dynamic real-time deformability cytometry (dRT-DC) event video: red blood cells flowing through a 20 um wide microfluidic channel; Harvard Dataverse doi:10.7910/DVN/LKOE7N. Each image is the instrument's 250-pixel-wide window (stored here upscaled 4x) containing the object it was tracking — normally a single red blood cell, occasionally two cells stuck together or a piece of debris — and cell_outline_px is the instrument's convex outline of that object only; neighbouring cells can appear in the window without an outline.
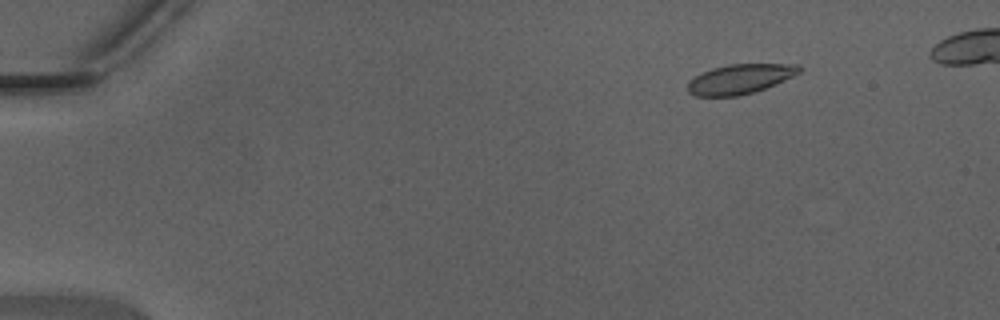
{"species": "Egyptian fruit bat (a non-hibernating species)", "species_latin": "Rousettus aegyptiacus", "temperature_condition": "warm", "stored_images_in_passage": 43, "camera_frame_rate_fps": 3000, "um_per_image_px": 0.085, "animal": {"sex": "male"}, "frame": {"image": 1, "passage_image": 3, "time_ms": 0.667, "image_size_px": [1000, 320], "cell_outline_px": [[800, 72], [792, 76], [764, 88], [752, 92], [736, 96], [692, 96], [688, 92], [688, 80], [712, 68], [728, 64], [800, 64]], "centroid_in_image_um": [62.85, 6.71], "position_along_channel_um": 22.1, "area_um2": 19.02}}
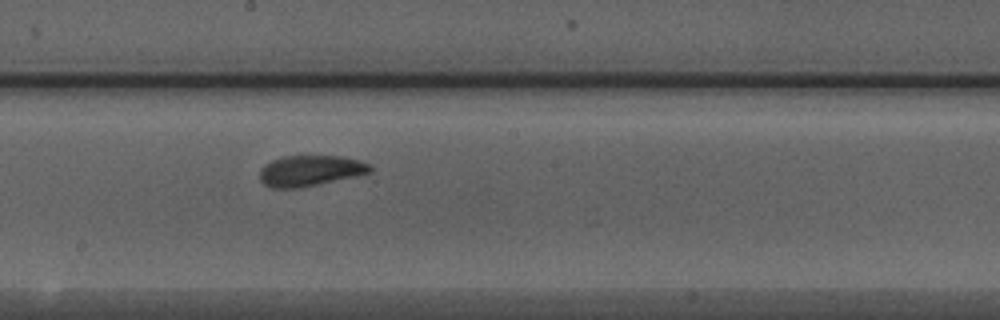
{"frame": {"image": 2, "passage_image": 24, "time_ms": 7.667, "image_size_px": [1000, 320], "cell_outline_px": [[372, 172], [300, 188], [272, 188], [264, 184], [260, 180], [260, 168], [264, 164], [272, 160], [284, 156], [340, 156], [356, 160], [368, 164], [372, 168]], "centroid_in_image_um": [26.31, 14.51], "position_along_channel_um": 221.9, "area_um2": 19.59}}
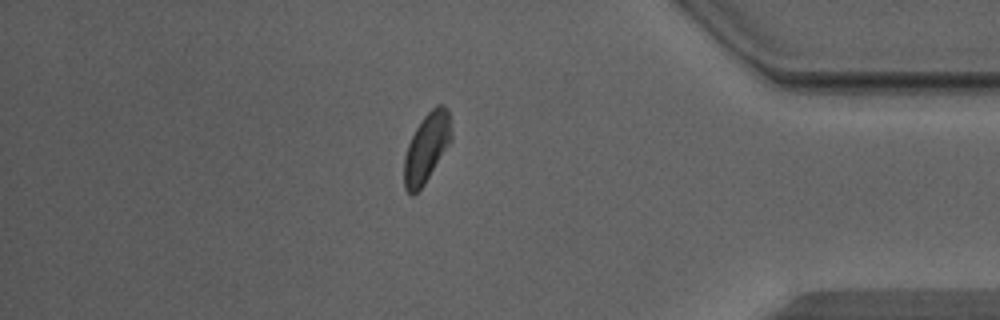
{"frame": {"image": 3, "passage_image": 38, "time_ms": 12.333, "image_size_px": [1000, 320], "cell_outline_px": [[452, 140], [424, 184], [412, 196], [404, 188], [404, 156], [408, 144], [416, 128], [424, 116], [436, 104], [444, 104], [448, 112], [452, 132]], "centroid_in_image_um": [36.26, 12.54], "position_along_channel_um": 398.9, "area_um2": 18.9}, "authors_computed_cell_mechanics": {"area_um2": 19.8832, "velocity_mm_per_s": 4.3904, "shape_relaxation_time_tau1_ms": 2.4334, "shape_relaxation_time_tau2_ms": 2.0186, "deformation_change_tau1": 0.0776, "deformation_change_tau2": 0.0537}}